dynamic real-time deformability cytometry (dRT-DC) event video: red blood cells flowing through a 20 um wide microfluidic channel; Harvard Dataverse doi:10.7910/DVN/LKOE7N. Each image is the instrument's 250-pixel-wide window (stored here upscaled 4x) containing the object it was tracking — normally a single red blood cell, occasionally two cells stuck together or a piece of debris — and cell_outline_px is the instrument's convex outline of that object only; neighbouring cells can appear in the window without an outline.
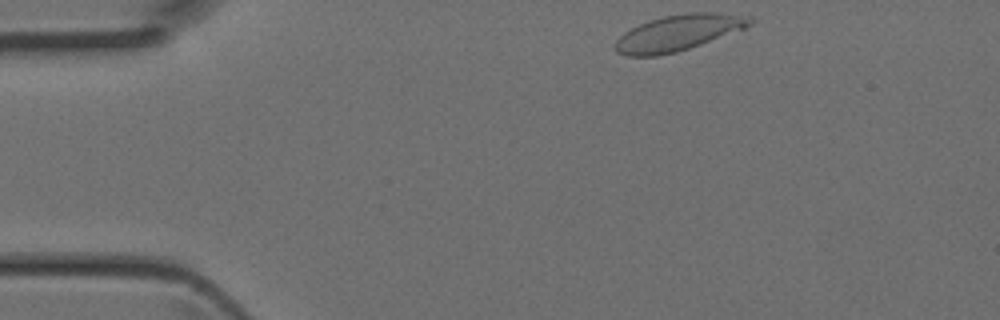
{"species": "Egyptian fruit bat (a non-hibernating species)", "species_latin": "Rousettus aegyptiacus", "temperature_condition": "room temperature", "stored_images_in_passage": 9, "camera_frame_rate_fps": 3000, "um_per_image_px": 0.085, "animal": {"sex": "female"}, "frame": {"image": 1, "passage_image": 1, "time_ms": 0.0, "image_size_px": [1000, 320], "cell_outline_px": [[756, 20], [752, 24], [744, 28], [700, 44], [676, 52], [656, 56], [624, 56], [616, 52], [616, 40], [624, 32], [648, 20], [664, 16], [688, 12], [708, 12], [752, 16]], "centroid_in_image_um": [57.65, 2.78], "position_along_channel_um": 27.3, "area_um2": 27.98}}
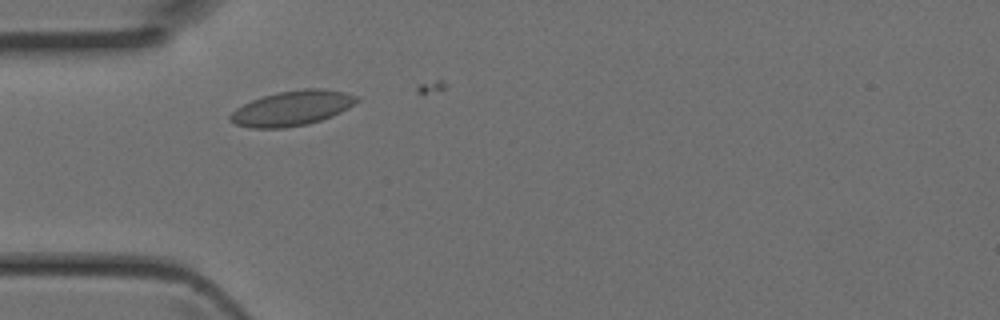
{"frame": {"image": 2, "passage_image": 7, "time_ms": 2.0, "image_size_px": [1000, 320], "cell_outline_px": [[360, 100], [348, 108], [332, 116], [308, 124], [284, 128], [252, 128], [236, 124], [228, 120], [228, 116], [236, 108], [252, 100], [264, 96], [280, 92], [304, 88], [324, 88], [344, 92], [360, 96]], "centroid_in_image_um": [24.85, 9.19], "position_along_channel_um": 60.2, "area_um2": 25.78}}